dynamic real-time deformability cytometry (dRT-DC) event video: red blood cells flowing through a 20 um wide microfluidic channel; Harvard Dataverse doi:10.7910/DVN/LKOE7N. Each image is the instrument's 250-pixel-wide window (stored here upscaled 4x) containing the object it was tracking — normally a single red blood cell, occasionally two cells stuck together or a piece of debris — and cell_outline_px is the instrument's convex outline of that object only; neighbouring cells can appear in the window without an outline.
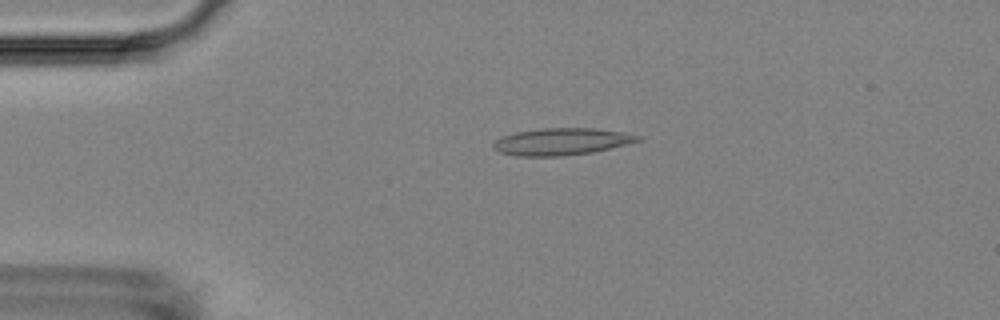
{"species": "Egyptian fruit bat (a non-hibernating species)", "species_latin": "Rousettus aegyptiacus", "temperature_condition": "room temperature", "stored_images_in_passage": 5, "camera_frame_rate_fps": 3000, "um_per_image_px": 0.085, "animal": {"sex": "female"}, "frame": {"image": 1, "passage_image": 3, "time_ms": 3.0, "image_size_px": [1000, 320], "cell_outline_px": [[644, 140], [628, 144], [592, 152], [564, 156], [516, 156], [500, 152], [492, 148], [492, 144], [496, 140], [504, 136], [516, 132], [540, 128], [596, 128], [644, 136]], "centroid_in_image_um": [47.76, 12.03], "position_along_channel_um": 37.2, "area_um2": 22.83}}